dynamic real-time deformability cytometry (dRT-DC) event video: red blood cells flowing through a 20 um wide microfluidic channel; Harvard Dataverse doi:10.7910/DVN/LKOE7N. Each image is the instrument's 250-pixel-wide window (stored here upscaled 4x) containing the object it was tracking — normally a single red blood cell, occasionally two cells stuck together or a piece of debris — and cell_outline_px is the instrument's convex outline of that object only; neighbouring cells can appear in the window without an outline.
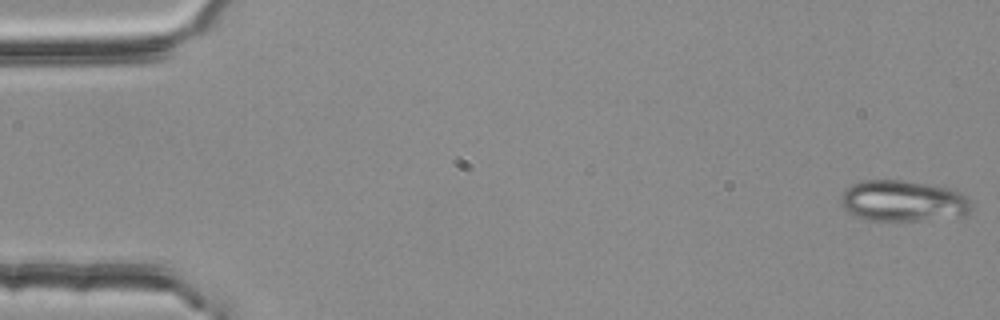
{"species": "common noctule bat (a hibernating species)", "species_latin": "Nyctalus noctula", "temperature_condition": "room temperature", "stored_images_in_passage": 37, "camera_frame_rate_fps": 3000, "um_per_image_px": 0.085, "animal": {"sex": "female", "body_mass_g": 25.1}, "frame": {"image": 1, "passage_image": 1, "time_ms": 0.0, "image_size_px": [1000, 320], "cell_outline_px": [[972, 208], [964, 216], [924, 220], [868, 220], [848, 212], [840, 204], [840, 196], [852, 184], [864, 180], [904, 180], [952, 188], [964, 192], [972, 204]], "centroid_in_image_um": [76.82, 17.07], "position_along_channel_um": 8.2, "area_um2": 31.5}}
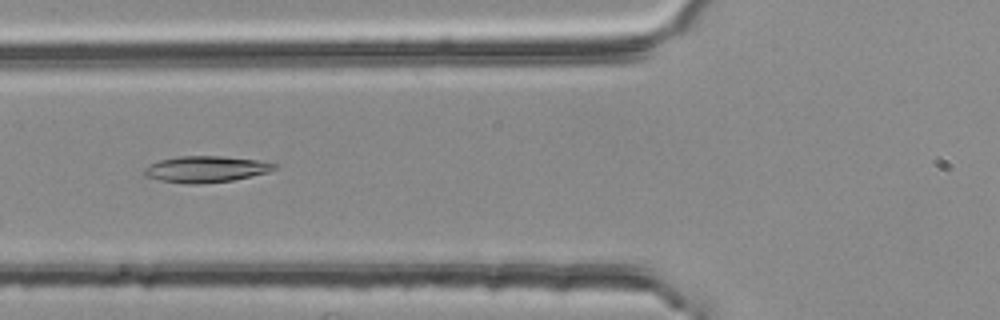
{"frame": {"image": 2, "passage_image": 21, "time_ms": 6.667, "image_size_px": [1000, 320], "cell_outline_px": [[280, 164], [276, 168], [268, 172], [232, 180], [200, 184], [188, 184], [160, 180], [144, 176], [140, 172], [148, 164], [160, 160], [180, 156], [220, 156], [260, 160]], "centroid_in_image_um": [17.47, 14.37], "position_along_channel_um": 108.3, "area_um2": 20.11}}
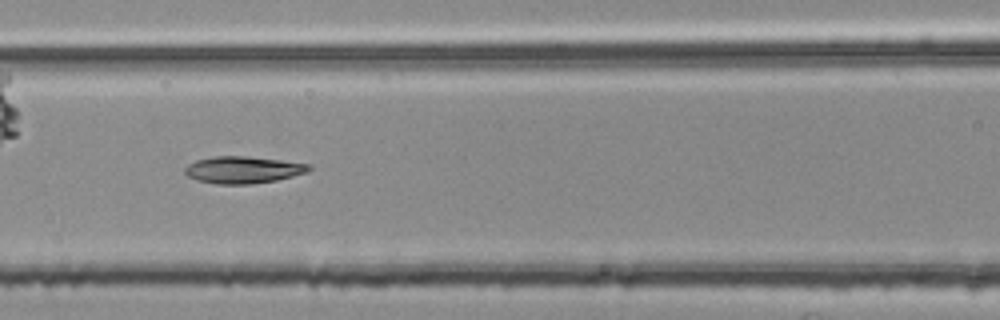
{"frame": {"image": 3, "passage_image": 24, "time_ms": 7.667, "image_size_px": [1000, 320], "cell_outline_px": [[312, 168], [308, 172], [276, 180], [252, 184], [216, 184], [196, 180], [188, 176], [184, 172], [184, 168], [188, 164], [196, 160], [212, 156], [248, 156], [312, 164]], "centroid_in_image_um": [20.65, 14.43], "position_along_channel_um": 145.9, "area_um2": 19.65}}